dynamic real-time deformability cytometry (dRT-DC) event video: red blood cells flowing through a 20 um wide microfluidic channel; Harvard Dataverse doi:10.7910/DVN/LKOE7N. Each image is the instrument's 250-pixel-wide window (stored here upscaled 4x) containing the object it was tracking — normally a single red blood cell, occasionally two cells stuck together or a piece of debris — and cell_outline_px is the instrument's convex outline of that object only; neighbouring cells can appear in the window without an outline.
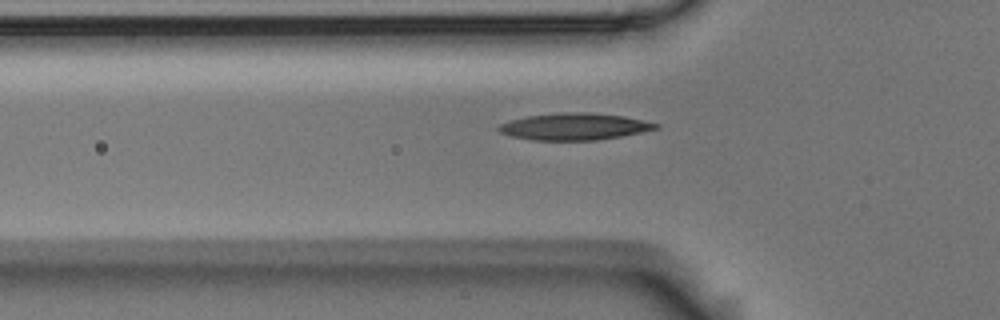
{"species": "Egyptian fruit bat (a non-hibernating species)", "species_latin": "Rousettus aegyptiacus", "temperature_condition": "room temperature", "stored_images_in_passage": 39, "camera_frame_rate_fps": 3000, "um_per_image_px": 0.085, "animal": {"sex": "male"}, "frame": {"image": 1, "passage_image": 4, "time_ms": 1.0, "image_size_px": [1000, 320], "cell_outline_px": [[660, 128], [620, 136], [596, 140], [532, 140], [512, 136], [500, 132], [496, 128], [500, 124], [512, 120], [528, 116], [560, 112], [588, 112], [624, 116], [660, 124]], "centroid_in_image_um": [48.82, 10.75], "position_along_channel_um": 77.0, "area_um2": 24.39}}
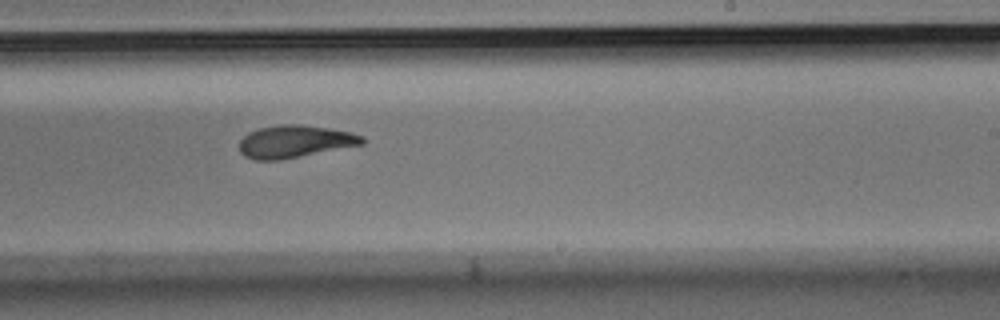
{"frame": {"image": 2, "passage_image": 19, "time_ms": 6.0, "image_size_px": [1000, 320], "cell_outline_px": [[364, 144], [280, 160], [256, 160], [244, 156], [240, 152], [240, 140], [248, 132], [260, 128], [284, 124], [300, 124], [328, 128], [352, 132], [364, 136]], "centroid_in_image_um": [25.07, 12.03], "position_along_channel_um": 263.9, "area_um2": 23.18}}
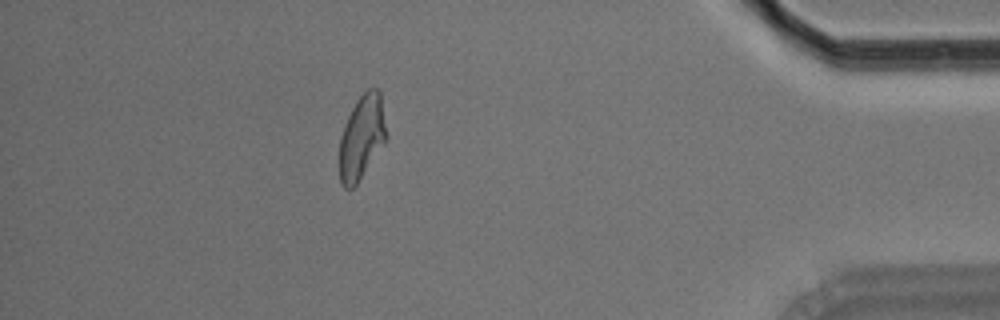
{"frame": {"image": 3, "passage_image": 34, "time_ms": 11.0, "image_size_px": [1000, 320], "cell_outline_px": [[384, 144], [356, 184], [352, 188], [344, 188], [340, 180], [340, 136], [344, 124], [356, 100], [368, 88], [376, 88], [380, 92], [384, 128]], "centroid_in_image_um": [30.71, 11.66], "position_along_channel_um": 404.5, "area_um2": 22.25}, "authors_computed_cell_mechanics": {"area_um2": 23.5246, "velocity_mm_per_s": 3.7193, "shape_relaxation_time_tau1_ms": 5.9315, "shape_relaxation_time_tau2_ms": 2.7147, "deformation_change_tau1": 0.203, "deformation_change_tau2": 0.0988}}